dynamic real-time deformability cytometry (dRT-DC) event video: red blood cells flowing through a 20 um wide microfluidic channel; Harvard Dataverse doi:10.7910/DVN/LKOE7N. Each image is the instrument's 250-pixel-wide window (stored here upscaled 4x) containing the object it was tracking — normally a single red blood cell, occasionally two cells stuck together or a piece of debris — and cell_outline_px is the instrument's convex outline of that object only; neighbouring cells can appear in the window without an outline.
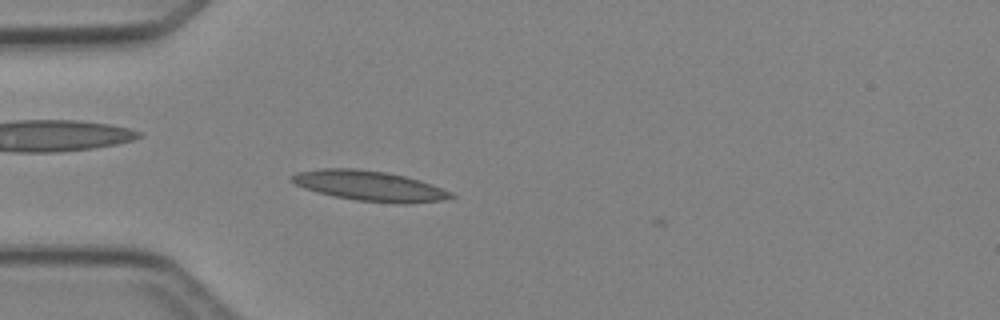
{"species": "Egyptian fruit bat (a non-hibernating species)", "species_latin": "Rousettus aegyptiacus", "temperature_condition": "cold", "stored_images_in_passage": 1, "camera_frame_rate_fps": 3000, "um_per_image_px": 0.085, "animal": {"sex": "female"}, "frame": {"image": 1, "passage_image": 1, "time_ms": 0.0, "image_size_px": [1000, 320], "cell_outline_px": [[456, 196], [440, 200], [408, 204], [396, 204], [356, 200], [336, 196], [304, 188], [288, 180], [288, 176], [296, 172], [320, 168], [356, 168], [388, 172], [420, 180], [432, 184], [452, 192]], "centroid_in_image_um": [31.39, 15.79], "position_along_channel_um": 53.6, "area_um2": 28.15}}